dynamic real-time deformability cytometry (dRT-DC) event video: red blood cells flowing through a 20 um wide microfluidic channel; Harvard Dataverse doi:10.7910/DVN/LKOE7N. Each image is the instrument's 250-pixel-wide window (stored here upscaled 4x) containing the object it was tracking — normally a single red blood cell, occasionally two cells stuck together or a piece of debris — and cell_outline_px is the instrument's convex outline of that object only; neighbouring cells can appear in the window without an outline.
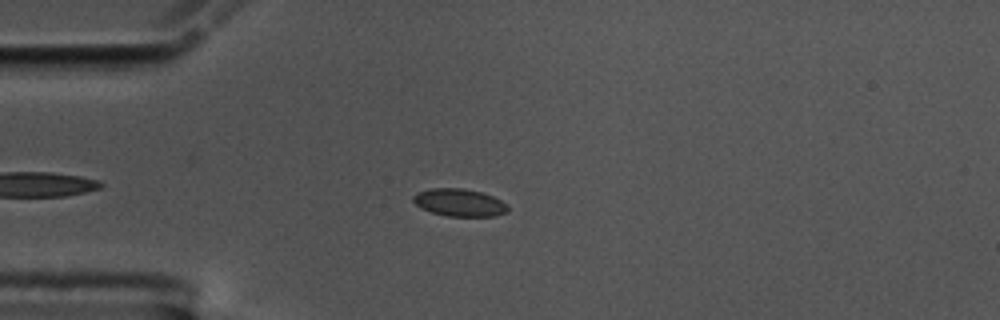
{"species": "common noctule bat (a hibernating species)", "species_latin": "Nyctalus noctula", "temperature_condition": "cold", "stored_images_in_passage": 43, "camera_frame_rate_fps": 3000, "um_per_image_px": 0.085, "animal": {"sex": "male", "body_mass_g": 17.5, "forearm_length_mm": 52.3}, "frame": {"image": 1, "passage_image": 4, "time_ms": 1.0, "image_size_px": [1000, 320], "cell_outline_px": [[508, 212], [496, 216], [448, 216], [432, 212], [420, 208], [412, 200], [412, 196], [416, 192], [432, 188], [464, 188], [480, 192], [492, 196], [508, 204]], "centroid_in_image_um": [39.04, 17.21], "position_along_channel_um": 46.0, "area_um2": 15.26}}
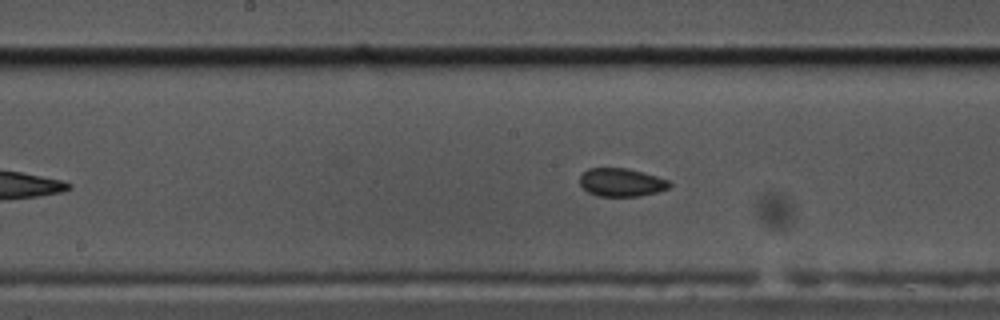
{"frame": {"image": 2, "passage_image": 18, "time_ms": 5.667, "image_size_px": [1000, 320], "cell_outline_px": [[672, 184], [668, 188], [660, 192], [640, 196], [600, 196], [588, 192], [580, 184], [580, 176], [588, 168], [628, 168], [656, 176], [668, 180]], "centroid_in_image_um": [52.84, 15.5], "position_along_channel_um": 195.4, "area_um2": 14.74}}
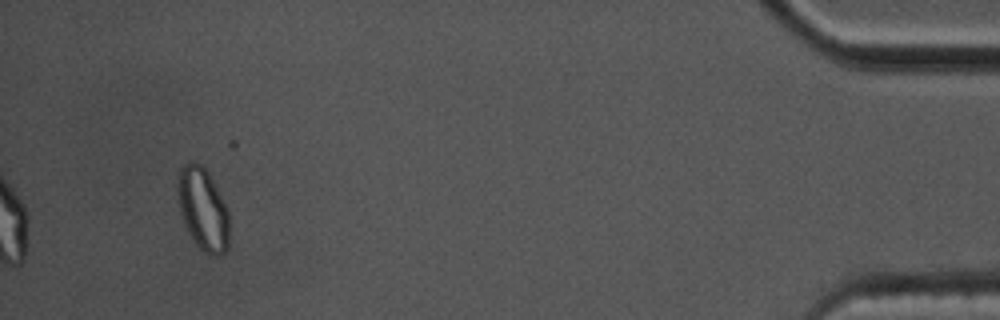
{"frame": {"image": 3, "passage_image": 43, "time_ms": 14.0, "image_size_px": [1000, 320], "cell_outline_px": [[228, 248], [220, 256], [212, 256], [204, 252], [192, 240], [188, 232], [180, 212], [176, 192], [176, 184], [180, 168], [188, 160], [192, 160], [200, 164], [208, 172], [228, 208]], "centroid_in_image_um": [17.23, 17.76], "position_along_channel_um": 418.0, "area_um2": 25.14}, "authors_computed_cell_mechanics": {"area_um2": 15.0858, "velocity_mm_per_s": 3.5497, "shape_relaxation_time_tau1_ms": null, "shape_relaxation_time_tau2_ms": 2.0359, "deformation_change_tau1": null, "deformation_change_tau2": 0.0411}}